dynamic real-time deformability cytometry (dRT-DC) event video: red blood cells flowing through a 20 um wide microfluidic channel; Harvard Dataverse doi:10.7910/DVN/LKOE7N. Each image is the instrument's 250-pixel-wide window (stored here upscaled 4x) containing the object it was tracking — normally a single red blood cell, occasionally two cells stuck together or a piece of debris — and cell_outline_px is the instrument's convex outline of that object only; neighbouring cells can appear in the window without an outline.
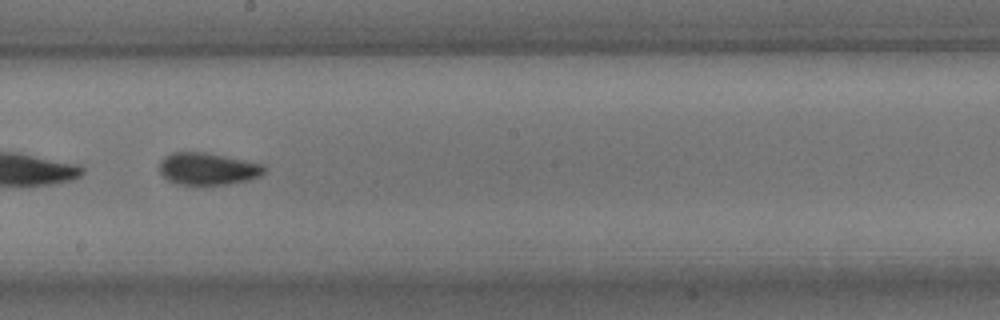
{"species": "common noctule bat (a hibernating species)", "species_latin": "Nyctalus noctula", "temperature_condition": "room temperature", "stored_images_in_passage": 47, "segment_of_instrument_passage": [2, 2], "camera_frame_rate_fps": 3000, "um_per_image_px": 0.085, "animal": {"sex": "male", "body_mass_g": 15.6}, "frame": {"image": 1, "passage_image": 25, "time_ms": 8.0, "image_size_px": [1000, 320], "cell_outline_px": [[264, 172], [260, 176], [248, 180], [228, 184], [176, 184], [168, 180], [160, 172], [160, 160], [164, 156], [172, 152], [204, 152], [264, 164]], "centroid_in_image_um": [17.64, 14.34], "position_along_channel_um": 230.6, "area_um2": 19.48}}
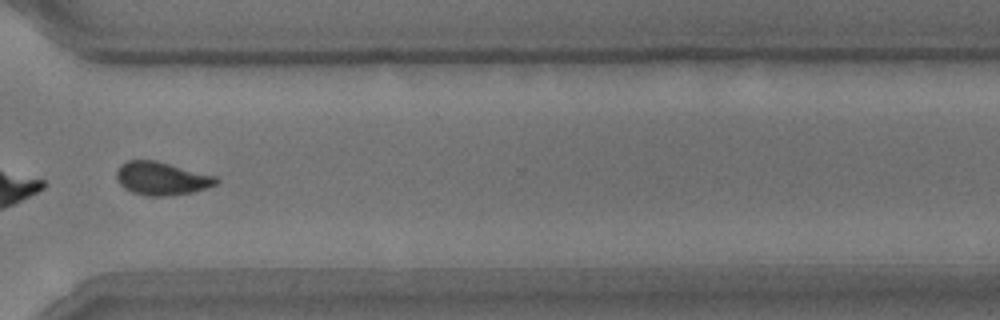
{"frame": {"image": 2, "passage_image": 35, "time_ms": 11.333, "image_size_px": [1000, 320], "cell_outline_px": [[220, 180], [216, 184], [208, 188], [192, 192], [168, 196], [144, 196], [132, 192], [124, 188], [116, 180], [116, 172], [120, 164], [128, 160], [156, 160], [216, 176]], "centroid_in_image_um": [13.72, 15.17], "position_along_channel_um": 356.9, "area_um2": 19.48}}